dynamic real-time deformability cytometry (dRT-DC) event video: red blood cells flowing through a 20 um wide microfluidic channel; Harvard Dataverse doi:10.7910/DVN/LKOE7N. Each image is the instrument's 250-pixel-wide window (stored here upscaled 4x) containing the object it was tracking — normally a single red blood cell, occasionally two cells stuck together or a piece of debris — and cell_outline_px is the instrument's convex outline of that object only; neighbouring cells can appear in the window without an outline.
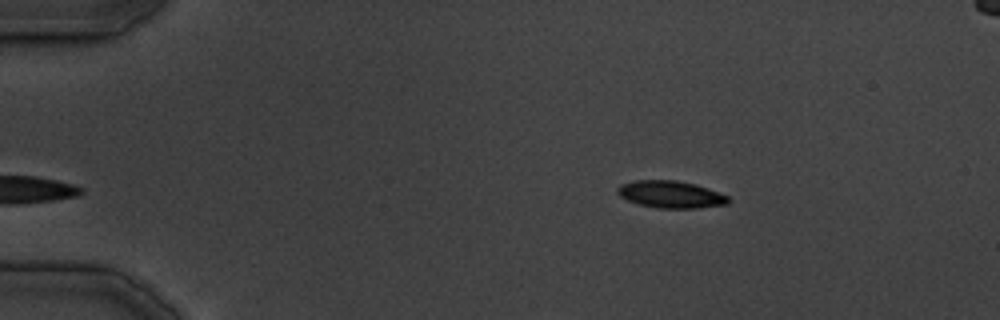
{"species": "common noctule bat (a hibernating species)", "species_latin": "Nyctalus noctula", "temperature_condition": "cold", "stored_images_in_passage": 10, "camera_frame_rate_fps": 3000, "um_per_image_px": 0.085, "animal": {"sex": "male", "body_mass_g": 19.5, "forearm_length_mm": 54.6}, "frame": {"image": 1, "passage_image": 1, "time_ms": 0.0, "image_size_px": [1000, 320], "cell_outline_px": [[728, 204], [696, 208], [656, 208], [640, 204], [628, 200], [620, 196], [616, 192], [616, 188], [620, 184], [636, 180], [676, 180], [696, 184], [708, 188], [728, 196]], "centroid_in_image_um": [56.99, 16.52], "position_along_channel_um": 28.0, "area_um2": 17.51}}